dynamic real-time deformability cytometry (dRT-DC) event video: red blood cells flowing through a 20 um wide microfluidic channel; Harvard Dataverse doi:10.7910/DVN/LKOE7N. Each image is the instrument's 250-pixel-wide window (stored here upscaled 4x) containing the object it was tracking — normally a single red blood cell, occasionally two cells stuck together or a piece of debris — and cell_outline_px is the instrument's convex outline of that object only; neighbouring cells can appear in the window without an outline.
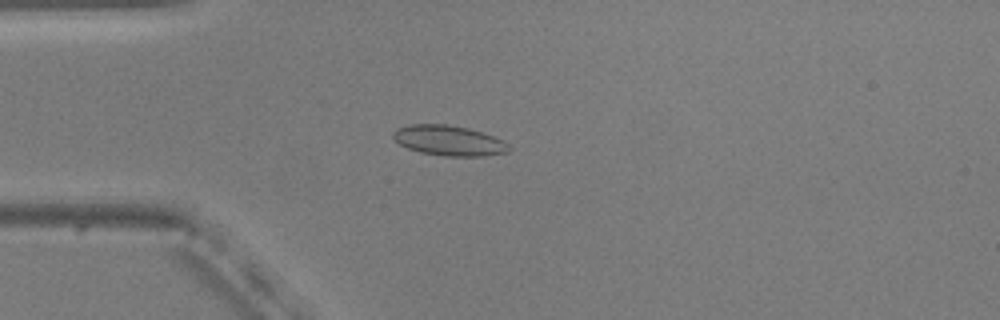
{"species": "common noctule bat (a hibernating species)", "species_latin": "Nyctalus noctula", "temperature_condition": "warm", "stored_images_in_passage": 54, "camera_frame_rate_fps": 3000, "um_per_image_px": 0.085, "animal": {"sex": "male", "body_mass_g": 20.5, "forearm_length_mm": 52.5}, "frame": {"image": 1, "passage_image": 14, "time_ms": 4.333, "image_size_px": [1000, 320], "cell_outline_px": [[512, 148], [508, 152], [484, 156], [444, 156], [420, 152], [408, 148], [400, 144], [392, 136], [392, 132], [396, 128], [408, 124], [448, 124], [468, 128], [492, 136], [508, 144]], "centroid_in_image_um": [38.13, 11.94], "position_along_channel_um": 46.9, "area_um2": 20.35}}
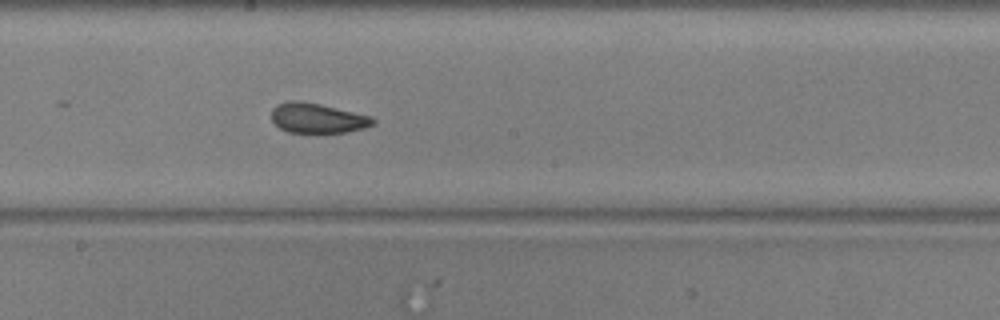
{"frame": {"image": 2, "passage_image": 29, "time_ms": 9.333, "image_size_px": [1000, 320], "cell_outline_px": [[376, 124], [364, 128], [348, 132], [288, 132], [280, 128], [272, 120], [272, 108], [276, 104], [288, 100], [300, 100], [320, 104], [372, 116], [376, 120]], "centroid_in_image_um": [27.0, 10.02], "position_along_channel_um": 221.2, "area_um2": 17.8}}
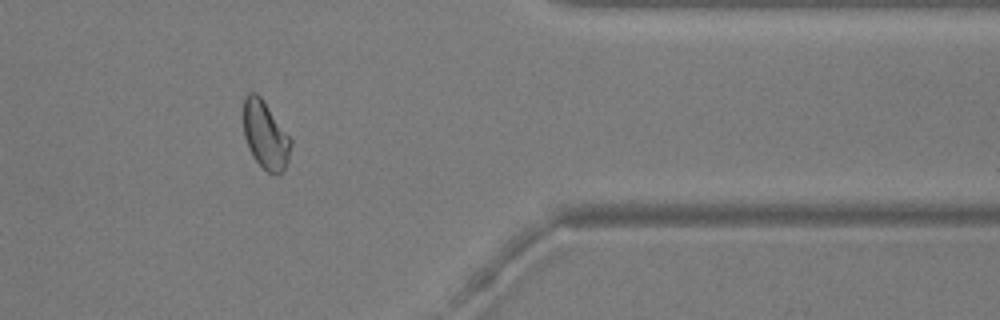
{"frame": {"image": 3, "passage_image": 44, "time_ms": 14.333, "image_size_px": [1000, 320], "cell_outline_px": [[292, 144], [288, 160], [284, 168], [276, 176], [268, 172], [252, 156], [244, 136], [244, 96], [248, 92], [256, 92], [260, 96], [292, 140]], "centroid_in_image_um": [22.55, 11.48], "position_along_channel_um": 388.8, "area_um2": 18.5}, "authors_computed_cell_mechanics": {"area_um2": 19.2474, "velocity_mm_per_s": 3.7462, "shape_relaxation_time_tau1_ms": null, "shape_relaxation_time_tau2_ms": 0.9454, "deformation_change_tau1": null, "deformation_change_tau2": 0.043}}